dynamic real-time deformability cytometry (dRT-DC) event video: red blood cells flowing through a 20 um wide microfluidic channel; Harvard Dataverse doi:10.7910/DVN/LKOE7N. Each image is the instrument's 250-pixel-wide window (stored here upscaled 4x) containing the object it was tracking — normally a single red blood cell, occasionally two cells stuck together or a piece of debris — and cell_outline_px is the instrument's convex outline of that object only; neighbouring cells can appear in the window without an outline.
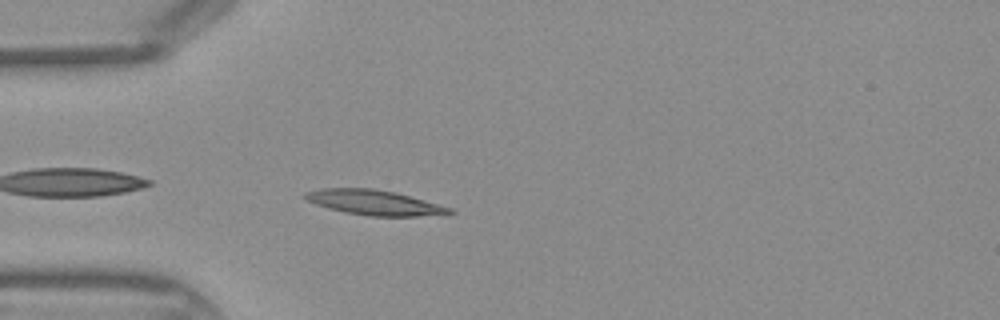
{"species": "Egyptian fruit bat (a non-hibernating species)", "species_latin": "Rousettus aegyptiacus", "temperature_condition": "warm", "stored_images_in_passage": 34, "camera_frame_rate_fps": 3000, "um_per_image_px": 0.085, "frame": {"image": 1, "passage_image": 2, "time_ms": 0.333, "image_size_px": [1000, 320], "cell_outline_px": [[456, 212], [444, 216], [368, 216], [344, 212], [328, 208], [316, 204], [308, 200], [304, 196], [304, 192], [320, 188], [372, 188], [396, 192], [452, 208]], "centroid_in_image_um": [31.88, 17.22], "position_along_channel_um": 53.1, "area_um2": 21.27}}
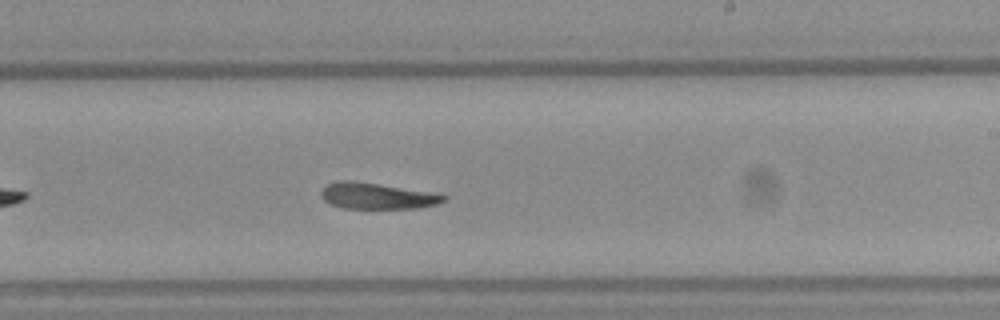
{"frame": {"image": 2, "passage_image": 16, "time_ms": 5.0, "image_size_px": [1000, 320], "cell_outline_px": [[448, 196], [444, 200], [436, 204], [416, 208], [340, 208], [328, 204], [320, 196], [320, 192], [328, 184], [336, 180], [348, 180], [380, 184], [428, 192]], "centroid_in_image_um": [31.95, 16.66], "position_along_channel_um": 257.0, "area_um2": 18.5}}
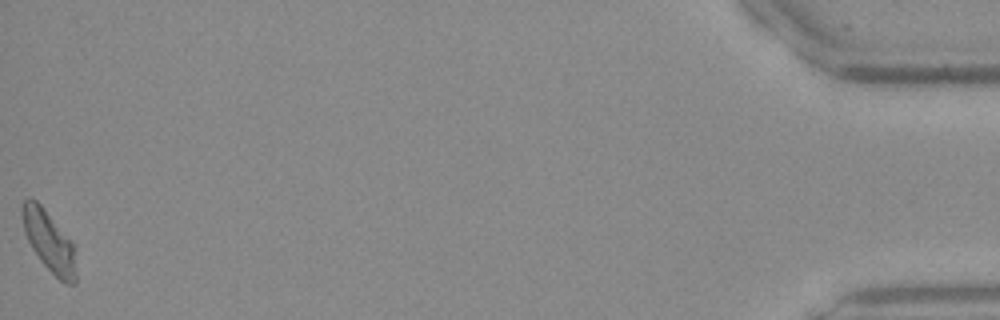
{"frame": {"image": 3, "passage_image": 34, "time_ms": 11.0, "image_size_px": [1000, 320], "cell_outline_px": [[76, 280], [72, 284], [68, 284], [60, 280], [40, 260], [32, 248], [24, 232], [20, 208], [20, 204], [24, 200], [32, 196], [44, 208], [72, 244], [76, 272]], "centroid_in_image_um": [4.1, 20.46], "position_along_channel_um": 431.1, "area_um2": 18.61}}